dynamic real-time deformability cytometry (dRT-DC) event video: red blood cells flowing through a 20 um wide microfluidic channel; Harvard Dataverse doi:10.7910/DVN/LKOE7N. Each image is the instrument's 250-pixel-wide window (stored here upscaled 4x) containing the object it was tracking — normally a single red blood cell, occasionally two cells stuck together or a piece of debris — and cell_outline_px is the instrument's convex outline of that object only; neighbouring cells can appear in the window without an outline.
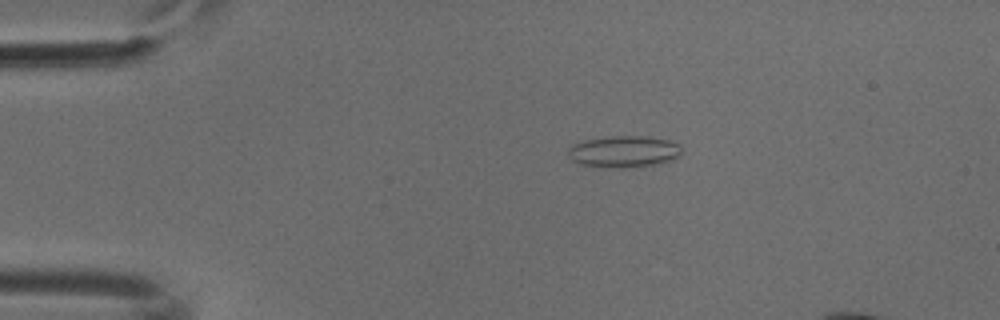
{"species": "common noctule bat (a hibernating species)", "species_latin": "Nyctalus noctula", "temperature_condition": "cold", "stored_images_in_passage": 51, "camera_frame_rate_fps": 3000, "um_per_image_px": 0.085, "animal": {"sex": "male", "body_mass_g": 18.8}, "frame": {"image": 1, "passage_image": 11, "time_ms": 3.333, "image_size_px": [1000, 320], "cell_outline_px": [[680, 152], [672, 160], [656, 164], [624, 168], [580, 164], [572, 160], [568, 156], [568, 148], [572, 144], [584, 140], [612, 136], [648, 136], [668, 140], [676, 144], [680, 148]], "centroid_in_image_um": [52.98, 12.87], "position_along_channel_um": 32.0, "area_um2": 20.63}}
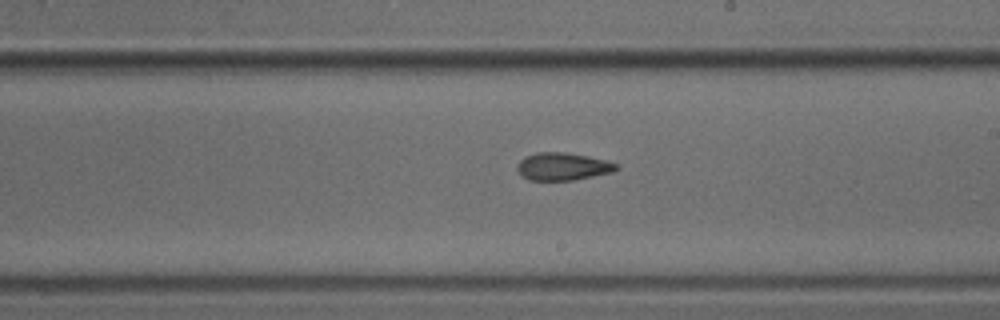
{"frame": {"image": 2, "passage_image": 31, "time_ms": 10.0, "image_size_px": [1000, 320], "cell_outline_px": [[620, 168], [612, 172], [572, 180], [528, 180], [516, 168], [516, 164], [524, 156], [536, 152], [568, 152], [588, 156], [604, 160], [616, 164]], "centroid_in_image_um": [47.8, 14.14], "position_along_channel_um": 241.2, "area_um2": 15.9}}
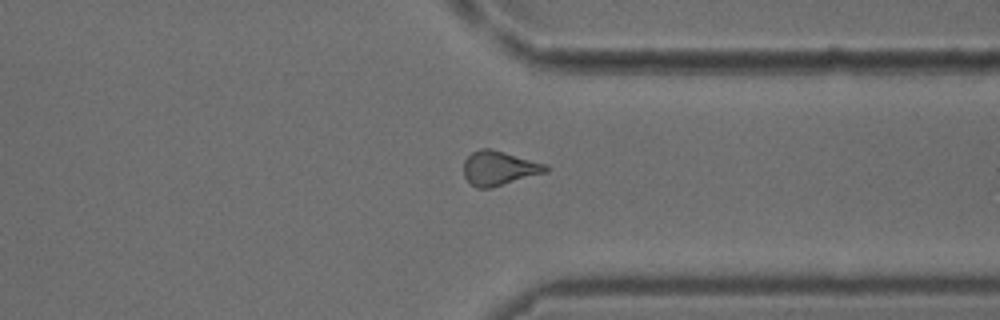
{"frame": {"image": 3, "passage_image": 41, "time_ms": 13.333, "image_size_px": [1000, 320], "cell_outline_px": [[548, 172], [492, 188], [476, 188], [464, 176], [464, 160], [472, 152], [480, 148], [488, 148], [544, 164], [548, 168]], "centroid_in_image_um": [42.39, 14.32], "position_along_channel_um": 369.0, "area_um2": 16.18}}